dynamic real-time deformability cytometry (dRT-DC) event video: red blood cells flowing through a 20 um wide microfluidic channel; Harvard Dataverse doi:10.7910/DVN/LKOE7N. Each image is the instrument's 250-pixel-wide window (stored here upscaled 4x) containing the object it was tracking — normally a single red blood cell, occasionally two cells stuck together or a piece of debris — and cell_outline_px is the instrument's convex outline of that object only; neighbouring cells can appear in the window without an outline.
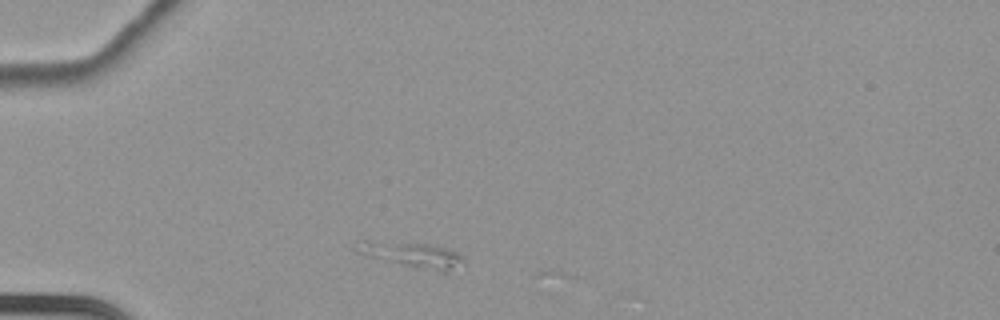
{"species": "common noctule bat (a hibernating species)", "species_latin": "Nyctalus noctula", "temperature_condition": "cold", "stored_images_in_passage": 2, "camera_frame_rate_fps": 3000, "um_per_image_px": 0.085, "animal": {"sex": "female", "body_mass_g": 22.7, "forearm_length_mm": 54.2}, "frame": {"image": 1, "passage_image": 1, "time_ms": 0.0, "image_size_px": [1000, 320], "cell_outline_px": [[464, 260], [448, 272], [440, 272], [412, 268], [352, 252], [352, 248], [360, 240], [368, 240], [432, 244], [448, 248], [460, 252], [464, 256]], "centroid_in_image_um": [34.96, 21.64], "position_along_channel_um": 50.0, "area_um2": 16.47}}